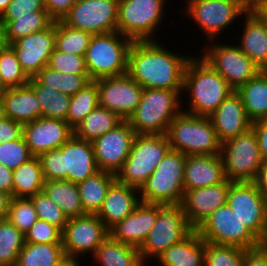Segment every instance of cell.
<instances>
[{
    "instance_id": "obj_1",
    "label": "cell",
    "mask_w": 267,
    "mask_h": 266,
    "mask_svg": "<svg viewBox=\"0 0 267 266\" xmlns=\"http://www.w3.org/2000/svg\"><path fill=\"white\" fill-rule=\"evenodd\" d=\"M133 41L128 53V74L143 89L182 90L191 56L177 55L158 41Z\"/></svg>"
},
{
    "instance_id": "obj_2",
    "label": "cell",
    "mask_w": 267,
    "mask_h": 266,
    "mask_svg": "<svg viewBox=\"0 0 267 266\" xmlns=\"http://www.w3.org/2000/svg\"><path fill=\"white\" fill-rule=\"evenodd\" d=\"M38 157L45 180H68L78 184L99 171L92 142L74 135L60 148Z\"/></svg>"
},
{
    "instance_id": "obj_3",
    "label": "cell",
    "mask_w": 267,
    "mask_h": 266,
    "mask_svg": "<svg viewBox=\"0 0 267 266\" xmlns=\"http://www.w3.org/2000/svg\"><path fill=\"white\" fill-rule=\"evenodd\" d=\"M182 90L191 95L188 104L190 106L184 112L199 116L211 115L234 91L201 56H192L187 62Z\"/></svg>"
},
{
    "instance_id": "obj_4",
    "label": "cell",
    "mask_w": 267,
    "mask_h": 266,
    "mask_svg": "<svg viewBox=\"0 0 267 266\" xmlns=\"http://www.w3.org/2000/svg\"><path fill=\"white\" fill-rule=\"evenodd\" d=\"M182 91L143 89L137 108L127 119L136 134H166L169 124L182 112Z\"/></svg>"
},
{
    "instance_id": "obj_5",
    "label": "cell",
    "mask_w": 267,
    "mask_h": 266,
    "mask_svg": "<svg viewBox=\"0 0 267 266\" xmlns=\"http://www.w3.org/2000/svg\"><path fill=\"white\" fill-rule=\"evenodd\" d=\"M166 136L170 147L186 155L220 154L221 143L209 116L184 112L169 124Z\"/></svg>"
},
{
    "instance_id": "obj_6",
    "label": "cell",
    "mask_w": 267,
    "mask_h": 266,
    "mask_svg": "<svg viewBox=\"0 0 267 266\" xmlns=\"http://www.w3.org/2000/svg\"><path fill=\"white\" fill-rule=\"evenodd\" d=\"M132 40L120 32L93 34L85 53L91 80L128 72V53Z\"/></svg>"
},
{
    "instance_id": "obj_7",
    "label": "cell",
    "mask_w": 267,
    "mask_h": 266,
    "mask_svg": "<svg viewBox=\"0 0 267 266\" xmlns=\"http://www.w3.org/2000/svg\"><path fill=\"white\" fill-rule=\"evenodd\" d=\"M170 149L166 134H137L116 179L140 190Z\"/></svg>"
},
{
    "instance_id": "obj_8",
    "label": "cell",
    "mask_w": 267,
    "mask_h": 266,
    "mask_svg": "<svg viewBox=\"0 0 267 266\" xmlns=\"http://www.w3.org/2000/svg\"><path fill=\"white\" fill-rule=\"evenodd\" d=\"M185 155L170 149L139 190L140 201L153 204H181Z\"/></svg>"
},
{
    "instance_id": "obj_9",
    "label": "cell",
    "mask_w": 267,
    "mask_h": 266,
    "mask_svg": "<svg viewBox=\"0 0 267 266\" xmlns=\"http://www.w3.org/2000/svg\"><path fill=\"white\" fill-rule=\"evenodd\" d=\"M194 229L189 225L182 204H158L154 227L140 246L143 262L158 258L171 245L181 242Z\"/></svg>"
},
{
    "instance_id": "obj_10",
    "label": "cell",
    "mask_w": 267,
    "mask_h": 266,
    "mask_svg": "<svg viewBox=\"0 0 267 266\" xmlns=\"http://www.w3.org/2000/svg\"><path fill=\"white\" fill-rule=\"evenodd\" d=\"M166 0H119L117 31L132 41H155Z\"/></svg>"
},
{
    "instance_id": "obj_11",
    "label": "cell",
    "mask_w": 267,
    "mask_h": 266,
    "mask_svg": "<svg viewBox=\"0 0 267 266\" xmlns=\"http://www.w3.org/2000/svg\"><path fill=\"white\" fill-rule=\"evenodd\" d=\"M220 155L227 180L253 182L262 166L256 134L252 127L221 144Z\"/></svg>"
},
{
    "instance_id": "obj_12",
    "label": "cell",
    "mask_w": 267,
    "mask_h": 266,
    "mask_svg": "<svg viewBox=\"0 0 267 266\" xmlns=\"http://www.w3.org/2000/svg\"><path fill=\"white\" fill-rule=\"evenodd\" d=\"M196 231L205 242L217 245L250 249L260 242L227 204L217 208Z\"/></svg>"
},
{
    "instance_id": "obj_13",
    "label": "cell",
    "mask_w": 267,
    "mask_h": 266,
    "mask_svg": "<svg viewBox=\"0 0 267 266\" xmlns=\"http://www.w3.org/2000/svg\"><path fill=\"white\" fill-rule=\"evenodd\" d=\"M226 204L259 241L267 235V199L254 182L230 181Z\"/></svg>"
},
{
    "instance_id": "obj_14",
    "label": "cell",
    "mask_w": 267,
    "mask_h": 266,
    "mask_svg": "<svg viewBox=\"0 0 267 266\" xmlns=\"http://www.w3.org/2000/svg\"><path fill=\"white\" fill-rule=\"evenodd\" d=\"M207 47L201 58L235 91L261 71L238 46L214 43Z\"/></svg>"
},
{
    "instance_id": "obj_15",
    "label": "cell",
    "mask_w": 267,
    "mask_h": 266,
    "mask_svg": "<svg viewBox=\"0 0 267 266\" xmlns=\"http://www.w3.org/2000/svg\"><path fill=\"white\" fill-rule=\"evenodd\" d=\"M118 4L119 0H78L61 21L92 34L116 32Z\"/></svg>"
},
{
    "instance_id": "obj_16",
    "label": "cell",
    "mask_w": 267,
    "mask_h": 266,
    "mask_svg": "<svg viewBox=\"0 0 267 266\" xmlns=\"http://www.w3.org/2000/svg\"><path fill=\"white\" fill-rule=\"evenodd\" d=\"M184 9L190 19H193L198 27L213 43L218 34L224 32L237 17L245 15L239 0H188Z\"/></svg>"
},
{
    "instance_id": "obj_17",
    "label": "cell",
    "mask_w": 267,
    "mask_h": 266,
    "mask_svg": "<svg viewBox=\"0 0 267 266\" xmlns=\"http://www.w3.org/2000/svg\"><path fill=\"white\" fill-rule=\"evenodd\" d=\"M109 235V230L97 214H85L67 220L62 234L65 256L81 258L85 253L94 255L102 241Z\"/></svg>"
},
{
    "instance_id": "obj_18",
    "label": "cell",
    "mask_w": 267,
    "mask_h": 266,
    "mask_svg": "<svg viewBox=\"0 0 267 266\" xmlns=\"http://www.w3.org/2000/svg\"><path fill=\"white\" fill-rule=\"evenodd\" d=\"M98 104L127 120L137 108L143 88L128 73L97 79Z\"/></svg>"
},
{
    "instance_id": "obj_19",
    "label": "cell",
    "mask_w": 267,
    "mask_h": 266,
    "mask_svg": "<svg viewBox=\"0 0 267 266\" xmlns=\"http://www.w3.org/2000/svg\"><path fill=\"white\" fill-rule=\"evenodd\" d=\"M136 132L127 120L92 141L96 164L99 170L116 174L127 159Z\"/></svg>"
},
{
    "instance_id": "obj_20",
    "label": "cell",
    "mask_w": 267,
    "mask_h": 266,
    "mask_svg": "<svg viewBox=\"0 0 267 266\" xmlns=\"http://www.w3.org/2000/svg\"><path fill=\"white\" fill-rule=\"evenodd\" d=\"M56 21L37 33L23 36L9 44L15 51L22 71L30 79L48 65L55 49Z\"/></svg>"
},
{
    "instance_id": "obj_21",
    "label": "cell",
    "mask_w": 267,
    "mask_h": 266,
    "mask_svg": "<svg viewBox=\"0 0 267 266\" xmlns=\"http://www.w3.org/2000/svg\"><path fill=\"white\" fill-rule=\"evenodd\" d=\"M73 135V128L62 119L40 117L23 124V136L33 156L60 148Z\"/></svg>"
},
{
    "instance_id": "obj_22",
    "label": "cell",
    "mask_w": 267,
    "mask_h": 266,
    "mask_svg": "<svg viewBox=\"0 0 267 266\" xmlns=\"http://www.w3.org/2000/svg\"><path fill=\"white\" fill-rule=\"evenodd\" d=\"M230 181L187 190L182 206L189 225L196 230L217 208L227 202Z\"/></svg>"
},
{
    "instance_id": "obj_23",
    "label": "cell",
    "mask_w": 267,
    "mask_h": 266,
    "mask_svg": "<svg viewBox=\"0 0 267 266\" xmlns=\"http://www.w3.org/2000/svg\"><path fill=\"white\" fill-rule=\"evenodd\" d=\"M158 217V204L140 202L134 211L109 230L117 241L140 248Z\"/></svg>"
},
{
    "instance_id": "obj_24",
    "label": "cell",
    "mask_w": 267,
    "mask_h": 266,
    "mask_svg": "<svg viewBox=\"0 0 267 266\" xmlns=\"http://www.w3.org/2000/svg\"><path fill=\"white\" fill-rule=\"evenodd\" d=\"M209 118L221 144L251 128V121L246 115L241 97L235 90L209 115Z\"/></svg>"
},
{
    "instance_id": "obj_25",
    "label": "cell",
    "mask_w": 267,
    "mask_h": 266,
    "mask_svg": "<svg viewBox=\"0 0 267 266\" xmlns=\"http://www.w3.org/2000/svg\"><path fill=\"white\" fill-rule=\"evenodd\" d=\"M226 180L220 154L185 156V192L187 190L224 183Z\"/></svg>"
},
{
    "instance_id": "obj_26",
    "label": "cell",
    "mask_w": 267,
    "mask_h": 266,
    "mask_svg": "<svg viewBox=\"0 0 267 266\" xmlns=\"http://www.w3.org/2000/svg\"><path fill=\"white\" fill-rule=\"evenodd\" d=\"M139 197V189L123 184L116 179L110 185L97 216L110 230L134 211L141 202Z\"/></svg>"
},
{
    "instance_id": "obj_27",
    "label": "cell",
    "mask_w": 267,
    "mask_h": 266,
    "mask_svg": "<svg viewBox=\"0 0 267 266\" xmlns=\"http://www.w3.org/2000/svg\"><path fill=\"white\" fill-rule=\"evenodd\" d=\"M5 117L22 124L42 117L41 105L29 84L2 92Z\"/></svg>"
},
{
    "instance_id": "obj_28",
    "label": "cell",
    "mask_w": 267,
    "mask_h": 266,
    "mask_svg": "<svg viewBox=\"0 0 267 266\" xmlns=\"http://www.w3.org/2000/svg\"><path fill=\"white\" fill-rule=\"evenodd\" d=\"M238 47L261 70L267 69V23L256 13H246Z\"/></svg>"
},
{
    "instance_id": "obj_29",
    "label": "cell",
    "mask_w": 267,
    "mask_h": 266,
    "mask_svg": "<svg viewBox=\"0 0 267 266\" xmlns=\"http://www.w3.org/2000/svg\"><path fill=\"white\" fill-rule=\"evenodd\" d=\"M205 241L193 230L181 242L171 245L158 258L162 266H204Z\"/></svg>"
},
{
    "instance_id": "obj_30",
    "label": "cell",
    "mask_w": 267,
    "mask_h": 266,
    "mask_svg": "<svg viewBox=\"0 0 267 266\" xmlns=\"http://www.w3.org/2000/svg\"><path fill=\"white\" fill-rule=\"evenodd\" d=\"M236 92L240 95L246 115L251 122L267 119V72L265 70H261Z\"/></svg>"
},
{
    "instance_id": "obj_31",
    "label": "cell",
    "mask_w": 267,
    "mask_h": 266,
    "mask_svg": "<svg viewBox=\"0 0 267 266\" xmlns=\"http://www.w3.org/2000/svg\"><path fill=\"white\" fill-rule=\"evenodd\" d=\"M116 180V174L99 170L77 184L81 204L85 214H98L110 185Z\"/></svg>"
},
{
    "instance_id": "obj_32",
    "label": "cell",
    "mask_w": 267,
    "mask_h": 266,
    "mask_svg": "<svg viewBox=\"0 0 267 266\" xmlns=\"http://www.w3.org/2000/svg\"><path fill=\"white\" fill-rule=\"evenodd\" d=\"M93 257L101 266H146L138 248L119 242L110 234L96 249Z\"/></svg>"
},
{
    "instance_id": "obj_33",
    "label": "cell",
    "mask_w": 267,
    "mask_h": 266,
    "mask_svg": "<svg viewBox=\"0 0 267 266\" xmlns=\"http://www.w3.org/2000/svg\"><path fill=\"white\" fill-rule=\"evenodd\" d=\"M42 191L63 211L67 219L85 215L77 184L68 180H45Z\"/></svg>"
},
{
    "instance_id": "obj_34",
    "label": "cell",
    "mask_w": 267,
    "mask_h": 266,
    "mask_svg": "<svg viewBox=\"0 0 267 266\" xmlns=\"http://www.w3.org/2000/svg\"><path fill=\"white\" fill-rule=\"evenodd\" d=\"M13 197L30 198L43 190L44 176L38 156L13 170Z\"/></svg>"
},
{
    "instance_id": "obj_35",
    "label": "cell",
    "mask_w": 267,
    "mask_h": 266,
    "mask_svg": "<svg viewBox=\"0 0 267 266\" xmlns=\"http://www.w3.org/2000/svg\"><path fill=\"white\" fill-rule=\"evenodd\" d=\"M122 121L123 119L117 113L98 105L73 128L74 136L92 142Z\"/></svg>"
},
{
    "instance_id": "obj_36",
    "label": "cell",
    "mask_w": 267,
    "mask_h": 266,
    "mask_svg": "<svg viewBox=\"0 0 267 266\" xmlns=\"http://www.w3.org/2000/svg\"><path fill=\"white\" fill-rule=\"evenodd\" d=\"M64 258L63 244L25 243L15 266H57Z\"/></svg>"
},
{
    "instance_id": "obj_37",
    "label": "cell",
    "mask_w": 267,
    "mask_h": 266,
    "mask_svg": "<svg viewBox=\"0 0 267 266\" xmlns=\"http://www.w3.org/2000/svg\"><path fill=\"white\" fill-rule=\"evenodd\" d=\"M28 84L41 105L42 117L66 120L71 96L41 85L34 78H30Z\"/></svg>"
},
{
    "instance_id": "obj_38",
    "label": "cell",
    "mask_w": 267,
    "mask_h": 266,
    "mask_svg": "<svg viewBox=\"0 0 267 266\" xmlns=\"http://www.w3.org/2000/svg\"><path fill=\"white\" fill-rule=\"evenodd\" d=\"M33 78L39 84L69 96L76 94L91 81L89 75L63 74L48 66L43 67Z\"/></svg>"
},
{
    "instance_id": "obj_39",
    "label": "cell",
    "mask_w": 267,
    "mask_h": 266,
    "mask_svg": "<svg viewBox=\"0 0 267 266\" xmlns=\"http://www.w3.org/2000/svg\"><path fill=\"white\" fill-rule=\"evenodd\" d=\"M54 20L47 11H36L33 15L15 16L5 26V40L7 45L18 40L23 36L37 33L48 28Z\"/></svg>"
},
{
    "instance_id": "obj_40",
    "label": "cell",
    "mask_w": 267,
    "mask_h": 266,
    "mask_svg": "<svg viewBox=\"0 0 267 266\" xmlns=\"http://www.w3.org/2000/svg\"><path fill=\"white\" fill-rule=\"evenodd\" d=\"M98 105L97 81L91 80L80 91L71 96L65 121L74 128Z\"/></svg>"
},
{
    "instance_id": "obj_41",
    "label": "cell",
    "mask_w": 267,
    "mask_h": 266,
    "mask_svg": "<svg viewBox=\"0 0 267 266\" xmlns=\"http://www.w3.org/2000/svg\"><path fill=\"white\" fill-rule=\"evenodd\" d=\"M92 33L56 21L55 48L64 53L85 56Z\"/></svg>"
},
{
    "instance_id": "obj_42",
    "label": "cell",
    "mask_w": 267,
    "mask_h": 266,
    "mask_svg": "<svg viewBox=\"0 0 267 266\" xmlns=\"http://www.w3.org/2000/svg\"><path fill=\"white\" fill-rule=\"evenodd\" d=\"M25 235L7 219L0 220V266H15Z\"/></svg>"
},
{
    "instance_id": "obj_43",
    "label": "cell",
    "mask_w": 267,
    "mask_h": 266,
    "mask_svg": "<svg viewBox=\"0 0 267 266\" xmlns=\"http://www.w3.org/2000/svg\"><path fill=\"white\" fill-rule=\"evenodd\" d=\"M0 76L6 89L28 84L29 78L22 71L17 55L10 45L0 50Z\"/></svg>"
},
{
    "instance_id": "obj_44",
    "label": "cell",
    "mask_w": 267,
    "mask_h": 266,
    "mask_svg": "<svg viewBox=\"0 0 267 266\" xmlns=\"http://www.w3.org/2000/svg\"><path fill=\"white\" fill-rule=\"evenodd\" d=\"M245 249L205 242L204 266H243Z\"/></svg>"
},
{
    "instance_id": "obj_45",
    "label": "cell",
    "mask_w": 267,
    "mask_h": 266,
    "mask_svg": "<svg viewBox=\"0 0 267 266\" xmlns=\"http://www.w3.org/2000/svg\"><path fill=\"white\" fill-rule=\"evenodd\" d=\"M6 219L25 235L38 220L32 200L12 197Z\"/></svg>"
},
{
    "instance_id": "obj_46",
    "label": "cell",
    "mask_w": 267,
    "mask_h": 266,
    "mask_svg": "<svg viewBox=\"0 0 267 266\" xmlns=\"http://www.w3.org/2000/svg\"><path fill=\"white\" fill-rule=\"evenodd\" d=\"M30 199L34 204L38 219L49 222L62 231L64 230L68 220L67 217L43 191L36 193Z\"/></svg>"
},
{
    "instance_id": "obj_47",
    "label": "cell",
    "mask_w": 267,
    "mask_h": 266,
    "mask_svg": "<svg viewBox=\"0 0 267 266\" xmlns=\"http://www.w3.org/2000/svg\"><path fill=\"white\" fill-rule=\"evenodd\" d=\"M47 66L63 74L89 75L84 56L64 53L56 48L52 52Z\"/></svg>"
},
{
    "instance_id": "obj_48",
    "label": "cell",
    "mask_w": 267,
    "mask_h": 266,
    "mask_svg": "<svg viewBox=\"0 0 267 266\" xmlns=\"http://www.w3.org/2000/svg\"><path fill=\"white\" fill-rule=\"evenodd\" d=\"M32 157L24 136L18 140L0 144V163L12 170Z\"/></svg>"
},
{
    "instance_id": "obj_49",
    "label": "cell",
    "mask_w": 267,
    "mask_h": 266,
    "mask_svg": "<svg viewBox=\"0 0 267 266\" xmlns=\"http://www.w3.org/2000/svg\"><path fill=\"white\" fill-rule=\"evenodd\" d=\"M62 234L59 227L38 219L25 234V243L62 244Z\"/></svg>"
},
{
    "instance_id": "obj_50",
    "label": "cell",
    "mask_w": 267,
    "mask_h": 266,
    "mask_svg": "<svg viewBox=\"0 0 267 266\" xmlns=\"http://www.w3.org/2000/svg\"><path fill=\"white\" fill-rule=\"evenodd\" d=\"M36 11H47L44 0H12L0 18L6 26L15 16L33 15Z\"/></svg>"
},
{
    "instance_id": "obj_51",
    "label": "cell",
    "mask_w": 267,
    "mask_h": 266,
    "mask_svg": "<svg viewBox=\"0 0 267 266\" xmlns=\"http://www.w3.org/2000/svg\"><path fill=\"white\" fill-rule=\"evenodd\" d=\"M23 136V124L4 117L0 120V144L18 140Z\"/></svg>"
},
{
    "instance_id": "obj_52",
    "label": "cell",
    "mask_w": 267,
    "mask_h": 266,
    "mask_svg": "<svg viewBox=\"0 0 267 266\" xmlns=\"http://www.w3.org/2000/svg\"><path fill=\"white\" fill-rule=\"evenodd\" d=\"M78 0H44L46 10L54 21L62 20Z\"/></svg>"
},
{
    "instance_id": "obj_53",
    "label": "cell",
    "mask_w": 267,
    "mask_h": 266,
    "mask_svg": "<svg viewBox=\"0 0 267 266\" xmlns=\"http://www.w3.org/2000/svg\"><path fill=\"white\" fill-rule=\"evenodd\" d=\"M251 127L257 137L261 159L267 161V119L253 121Z\"/></svg>"
},
{
    "instance_id": "obj_54",
    "label": "cell",
    "mask_w": 267,
    "mask_h": 266,
    "mask_svg": "<svg viewBox=\"0 0 267 266\" xmlns=\"http://www.w3.org/2000/svg\"><path fill=\"white\" fill-rule=\"evenodd\" d=\"M243 266H267V253L260 245L245 249Z\"/></svg>"
},
{
    "instance_id": "obj_55",
    "label": "cell",
    "mask_w": 267,
    "mask_h": 266,
    "mask_svg": "<svg viewBox=\"0 0 267 266\" xmlns=\"http://www.w3.org/2000/svg\"><path fill=\"white\" fill-rule=\"evenodd\" d=\"M13 170L0 163V191L13 197Z\"/></svg>"
},
{
    "instance_id": "obj_56",
    "label": "cell",
    "mask_w": 267,
    "mask_h": 266,
    "mask_svg": "<svg viewBox=\"0 0 267 266\" xmlns=\"http://www.w3.org/2000/svg\"><path fill=\"white\" fill-rule=\"evenodd\" d=\"M260 193L267 199V161L262 163L256 179L253 181Z\"/></svg>"
},
{
    "instance_id": "obj_57",
    "label": "cell",
    "mask_w": 267,
    "mask_h": 266,
    "mask_svg": "<svg viewBox=\"0 0 267 266\" xmlns=\"http://www.w3.org/2000/svg\"><path fill=\"white\" fill-rule=\"evenodd\" d=\"M246 13H255L267 0H239Z\"/></svg>"
},
{
    "instance_id": "obj_58",
    "label": "cell",
    "mask_w": 267,
    "mask_h": 266,
    "mask_svg": "<svg viewBox=\"0 0 267 266\" xmlns=\"http://www.w3.org/2000/svg\"><path fill=\"white\" fill-rule=\"evenodd\" d=\"M11 198L10 195L0 191V220L7 218Z\"/></svg>"
},
{
    "instance_id": "obj_59",
    "label": "cell",
    "mask_w": 267,
    "mask_h": 266,
    "mask_svg": "<svg viewBox=\"0 0 267 266\" xmlns=\"http://www.w3.org/2000/svg\"><path fill=\"white\" fill-rule=\"evenodd\" d=\"M57 266H81L77 258H64Z\"/></svg>"
},
{
    "instance_id": "obj_60",
    "label": "cell",
    "mask_w": 267,
    "mask_h": 266,
    "mask_svg": "<svg viewBox=\"0 0 267 266\" xmlns=\"http://www.w3.org/2000/svg\"><path fill=\"white\" fill-rule=\"evenodd\" d=\"M7 45L5 40V25L1 21L0 18V50L3 49Z\"/></svg>"
},
{
    "instance_id": "obj_61",
    "label": "cell",
    "mask_w": 267,
    "mask_h": 266,
    "mask_svg": "<svg viewBox=\"0 0 267 266\" xmlns=\"http://www.w3.org/2000/svg\"><path fill=\"white\" fill-rule=\"evenodd\" d=\"M264 22H267V2L255 12Z\"/></svg>"
},
{
    "instance_id": "obj_62",
    "label": "cell",
    "mask_w": 267,
    "mask_h": 266,
    "mask_svg": "<svg viewBox=\"0 0 267 266\" xmlns=\"http://www.w3.org/2000/svg\"><path fill=\"white\" fill-rule=\"evenodd\" d=\"M12 0H0V16L3 14V12L7 9L8 4Z\"/></svg>"
},
{
    "instance_id": "obj_63",
    "label": "cell",
    "mask_w": 267,
    "mask_h": 266,
    "mask_svg": "<svg viewBox=\"0 0 267 266\" xmlns=\"http://www.w3.org/2000/svg\"><path fill=\"white\" fill-rule=\"evenodd\" d=\"M5 117L4 114V100L2 96V92H0V120Z\"/></svg>"
},
{
    "instance_id": "obj_64",
    "label": "cell",
    "mask_w": 267,
    "mask_h": 266,
    "mask_svg": "<svg viewBox=\"0 0 267 266\" xmlns=\"http://www.w3.org/2000/svg\"><path fill=\"white\" fill-rule=\"evenodd\" d=\"M259 245L264 249V251L267 253V235L260 240Z\"/></svg>"
},
{
    "instance_id": "obj_65",
    "label": "cell",
    "mask_w": 267,
    "mask_h": 266,
    "mask_svg": "<svg viewBox=\"0 0 267 266\" xmlns=\"http://www.w3.org/2000/svg\"><path fill=\"white\" fill-rule=\"evenodd\" d=\"M6 88L4 87L3 83H2V79L0 76V92H3Z\"/></svg>"
}]
</instances>
